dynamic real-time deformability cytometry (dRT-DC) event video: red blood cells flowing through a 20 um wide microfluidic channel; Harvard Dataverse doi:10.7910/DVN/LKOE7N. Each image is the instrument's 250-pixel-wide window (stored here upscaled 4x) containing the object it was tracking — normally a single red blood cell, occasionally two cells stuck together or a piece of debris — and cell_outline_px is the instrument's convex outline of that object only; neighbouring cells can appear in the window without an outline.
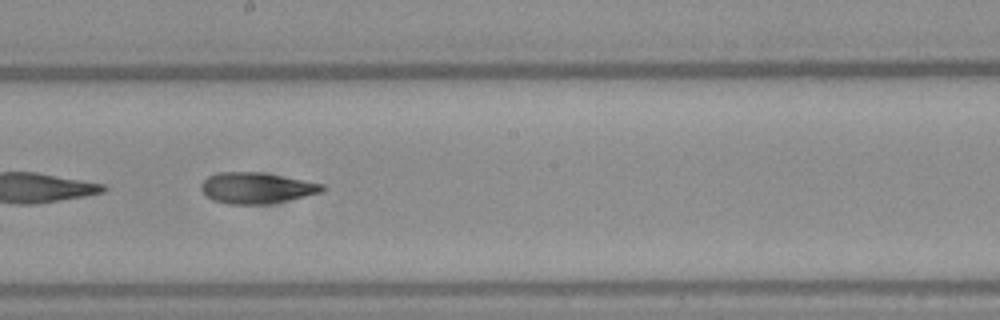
{"species": "Egyptian fruit bat (a non-hibernating species)", "species_latin": "Rousettus aegyptiacus", "temperature_condition": "warm", "stored_images_in_passage": 39, "camera_frame_rate_fps": 3000, "um_per_image_px": 0.085, "frame": {"image": 1, "passage_image": 17, "time_ms": 5.333, "image_size_px": [1000, 320], "cell_outline_px": [[324, 188], [320, 192], [304, 196], [268, 204], [228, 204], [212, 200], [200, 188], [200, 184], [208, 176], [216, 172], [264, 172], [324, 184]], "centroid_in_image_um": [21.76, 15.96], "position_along_channel_um": 226.4, "area_um2": 21.79}}
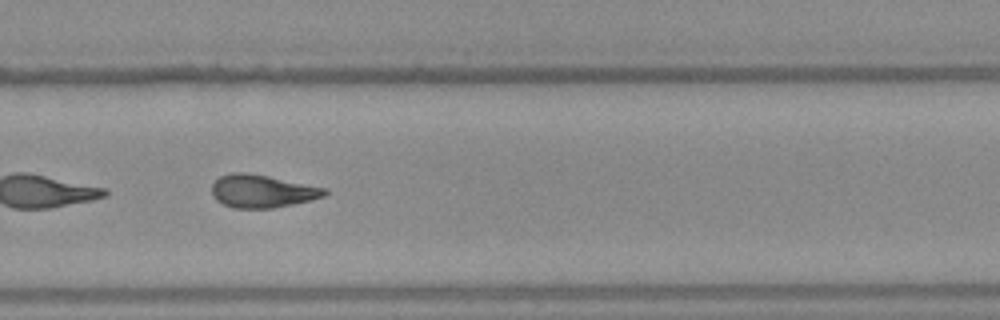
{"frame": {"image": 2, "passage_image": 23, "time_ms": 7.333, "image_size_px": [1000, 320], "cell_outline_px": [[328, 192], [324, 196], [312, 200], [272, 208], [232, 208], [216, 200], [212, 196], [212, 184], [220, 176], [228, 172], [248, 172], [328, 188]], "centroid_in_image_um": [22.27, 16.24], "position_along_channel_um": 307.5, "area_um2": 21.79}}
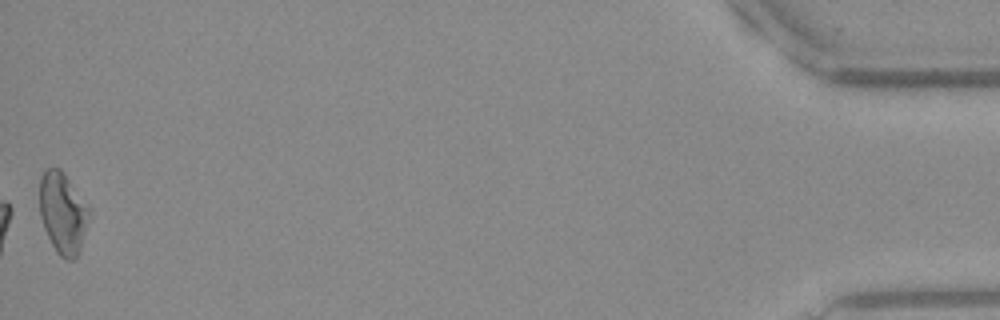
{"frame": {"image": 3, "passage_image": 39, "time_ms": 12.667, "image_size_px": [1000, 320], "cell_outline_px": [[88, 216], [80, 248], [76, 256], [72, 260], [68, 260], [60, 256], [56, 252], [44, 228], [40, 216], [40, 176], [44, 168], [60, 168], [64, 172], [88, 208]], "centroid_in_image_um": [5.29, 18.07], "position_along_channel_um": 429.9, "area_um2": 22.89}, "authors_computed_cell_mechanics": {"area_um2": 22.1374, "velocity_mm_per_s": 4.0678, "shape_relaxation_time_tau1_ms": null, "shape_relaxation_time_tau2_ms": 3.3782, "deformation_change_tau1": null, "deformation_change_tau2": 0.1131}}